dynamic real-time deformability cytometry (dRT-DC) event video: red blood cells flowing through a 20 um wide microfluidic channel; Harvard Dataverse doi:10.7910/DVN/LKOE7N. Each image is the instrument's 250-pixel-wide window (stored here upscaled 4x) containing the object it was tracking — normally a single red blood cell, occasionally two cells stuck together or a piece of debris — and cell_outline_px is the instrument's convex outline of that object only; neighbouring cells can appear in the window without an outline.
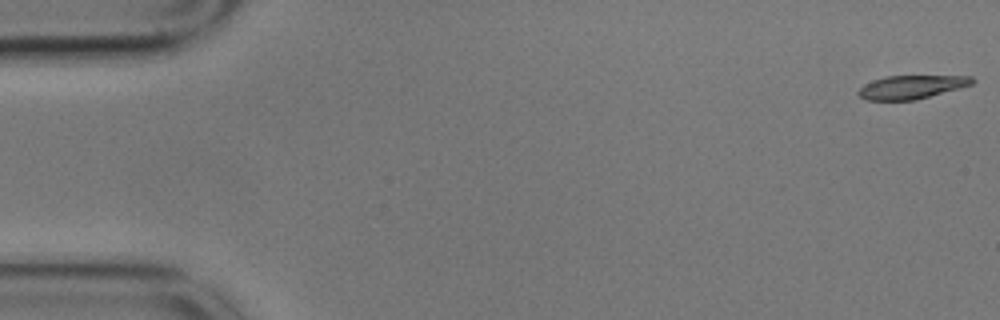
{"species": "common noctule bat (a hibernating species)", "species_latin": "Nyctalus noctula", "temperature_condition": "cold", "stored_images_in_passage": 41, "camera_frame_rate_fps": 3000, "um_per_image_px": 0.085, "animal": {"sex": "male", "body_mass_g": 17.9}, "frame": {"image": 1, "passage_image": 1, "time_ms": 0.0, "image_size_px": [1000, 320], "cell_outline_px": [[976, 80], [972, 84], [916, 100], [868, 100], [860, 96], [856, 92], [864, 84], [872, 80], [884, 76], [972, 76]], "centroid_in_image_um": [77.45, 7.39], "position_along_channel_um": 7.6, "area_um2": 15.49}}
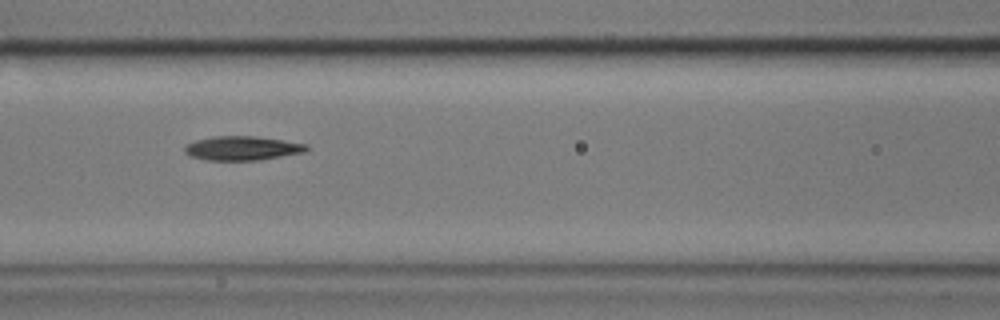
{"frame": {"image": 2, "passage_image": 24, "time_ms": 7.667, "image_size_px": [1000, 320], "cell_outline_px": [[308, 148], [304, 152], [260, 160], [204, 160], [188, 156], [184, 152], [184, 144], [196, 140], [212, 136], [256, 136], [284, 140], [308, 144]], "centroid_in_image_um": [20.54, 12.59], "position_along_channel_um": 146.1, "area_um2": 17.34}}
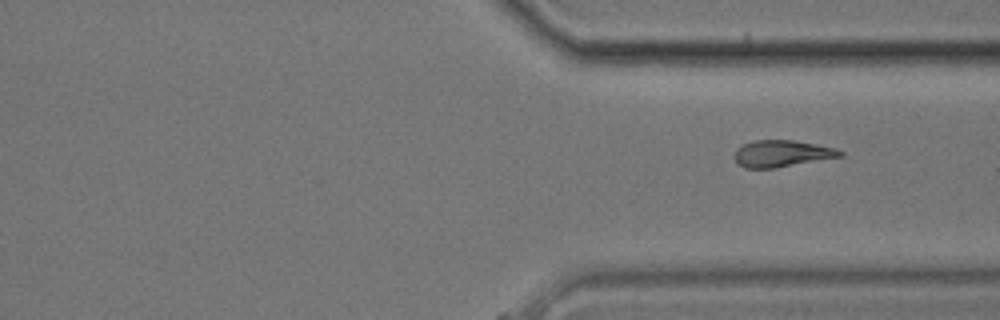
{"frame": {"image": 3, "passage_image": 41, "time_ms": 13.333, "image_size_px": [1000, 320], "cell_outline_px": [[844, 156], [772, 168], [744, 168], [732, 156], [736, 148], [752, 140], [792, 140], [816, 144], [836, 148], [844, 152]], "centroid_in_image_um": [66.44, 13.04], "position_along_channel_um": 345.0, "area_um2": 16.42}}